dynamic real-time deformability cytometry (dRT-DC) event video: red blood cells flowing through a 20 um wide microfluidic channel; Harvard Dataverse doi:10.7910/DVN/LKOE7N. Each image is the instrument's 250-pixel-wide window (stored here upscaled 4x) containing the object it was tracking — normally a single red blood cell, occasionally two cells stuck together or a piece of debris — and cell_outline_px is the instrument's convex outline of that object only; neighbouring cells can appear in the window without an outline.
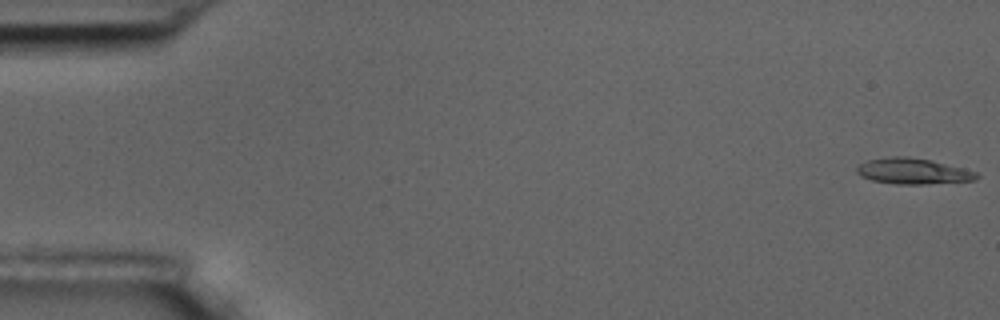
{"species": "common noctule bat (a hibernating species)", "species_latin": "Nyctalus noctula", "temperature_condition": "room temperature", "stored_images_in_passage": 56, "camera_frame_rate_fps": 3000, "um_per_image_px": 0.085, "animal": {"sex": "male", "body_mass_g": 17.5, "forearm_length_mm": 52.3}, "frame": {"image": 1, "passage_image": 1, "time_ms": 0.0, "image_size_px": [1000, 320], "cell_outline_px": [[980, 176], [976, 180], [920, 184], [896, 184], [872, 180], [860, 176], [856, 172], [856, 168], [860, 164], [868, 160], [892, 156], [908, 156], [932, 160], [964, 168], [976, 172]], "centroid_in_image_um": [77.6, 14.54], "position_along_channel_um": 7.4, "area_um2": 18.03}}
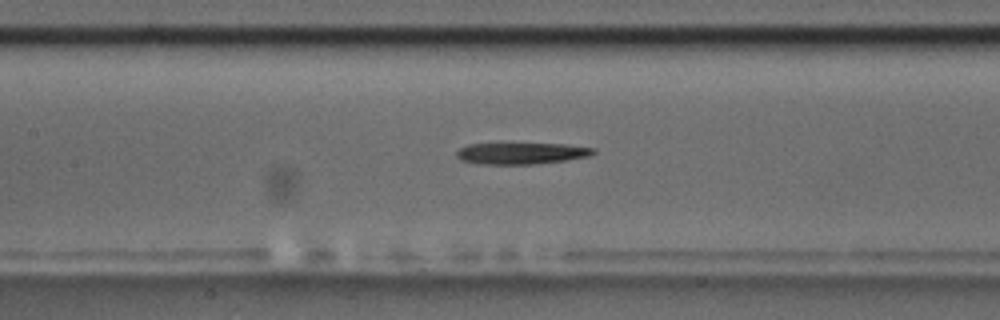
{"frame": {"image": 2, "passage_image": 26, "time_ms": 8.333, "image_size_px": [1000, 320], "cell_outline_px": [[596, 152], [592, 156], [564, 160], [532, 164], [476, 164], [460, 160], [456, 156], [456, 152], [460, 148], [468, 144], [504, 140], [568, 144], [596, 148]], "centroid_in_image_um": [44.28, 12.96], "position_along_channel_um": 163.1, "area_um2": 18.61}}
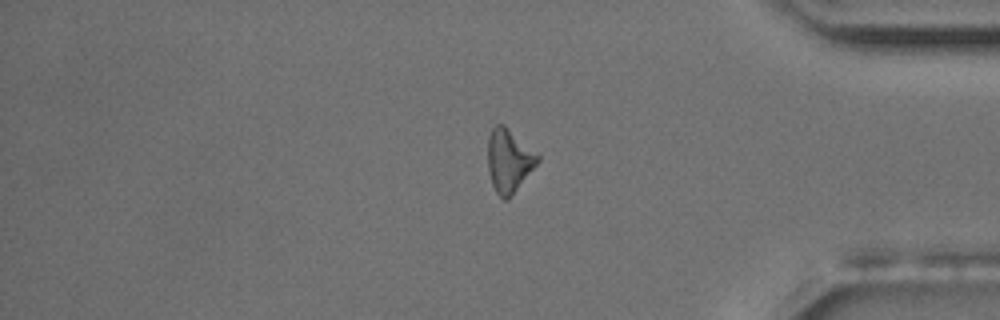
{"frame": {"image": 3, "passage_image": 47, "time_ms": 15.333, "image_size_px": [1000, 320], "cell_outline_px": [[540, 160], [508, 200], [504, 200], [496, 192], [492, 184], [488, 172], [488, 136], [492, 128], [496, 124], [504, 124], [540, 156]], "centroid_in_image_um": [43.24, 13.65], "position_along_channel_um": 392.0, "area_um2": 18.26}, "authors_computed_cell_mechanics": {"area_um2": 18.3804, "velocity_mm_per_s": 3.6006, "shape_relaxation_time_tau1_ms": 3.7857, "shape_relaxation_time_tau2_ms": null, "deformation_change_tau1": 0.1601, "deformation_change_tau2": null}}